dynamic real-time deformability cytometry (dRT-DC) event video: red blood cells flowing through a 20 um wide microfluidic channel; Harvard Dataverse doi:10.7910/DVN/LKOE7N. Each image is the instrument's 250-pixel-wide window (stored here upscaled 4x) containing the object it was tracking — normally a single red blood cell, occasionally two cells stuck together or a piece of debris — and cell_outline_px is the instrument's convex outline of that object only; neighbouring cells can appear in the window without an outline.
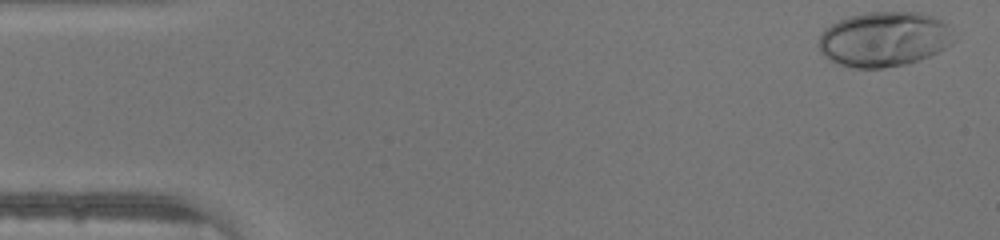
{"species": "human", "species_latin": "Homo sapiens", "temperature_condition": "warm", "stored_images_in_passage": 37, "camera_frame_rate_fps": 3000, "um_per_image_px": 0.085, "donor": {"sex": "male"}, "frame": {"image": 1, "passage_image": 1, "time_ms": 0.0, "image_size_px": [1000, 240], "cell_outline_px": [[952, 28], [948, 44], [944, 48], [928, 56], [904, 64], [884, 68], [852, 68], [836, 64], [824, 56], [820, 52], [816, 44], [824, 28], [848, 16], [868, 12], [920, 12], [932, 16], [948, 24]], "centroid_in_image_um": [75.06, 3.33], "position_along_channel_um": 9.9, "area_um2": 43.12}}
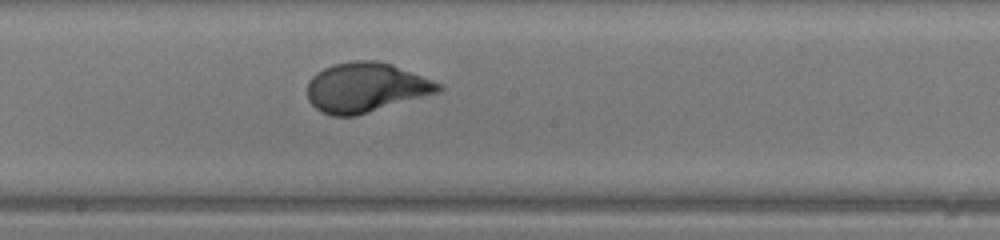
{"frame": {"image": 2, "passage_image": 24, "time_ms": 7.667, "image_size_px": [1000, 240], "cell_outline_px": [[444, 88], [440, 92], [356, 116], [332, 116], [320, 112], [308, 100], [308, 80], [316, 72], [332, 64], [352, 60], [376, 60], [392, 64], [444, 84]], "centroid_in_image_um": [31.11, 7.43], "position_along_channel_um": 217.1, "area_um2": 38.32}}
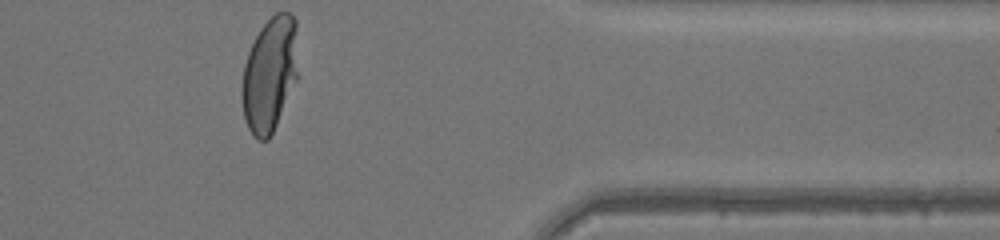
{"frame": {"image": 3, "passage_image": 37, "time_ms": 12.0, "image_size_px": [1000, 240], "cell_outline_px": [[300, 76], [268, 140], [256, 140], [248, 128], [244, 120], [240, 92], [244, 64], [248, 52], [260, 28], [276, 12], [288, 12], [296, 20]], "centroid_in_image_um": [22.95, 6.32], "position_along_channel_um": 388.5, "area_um2": 38.44}}